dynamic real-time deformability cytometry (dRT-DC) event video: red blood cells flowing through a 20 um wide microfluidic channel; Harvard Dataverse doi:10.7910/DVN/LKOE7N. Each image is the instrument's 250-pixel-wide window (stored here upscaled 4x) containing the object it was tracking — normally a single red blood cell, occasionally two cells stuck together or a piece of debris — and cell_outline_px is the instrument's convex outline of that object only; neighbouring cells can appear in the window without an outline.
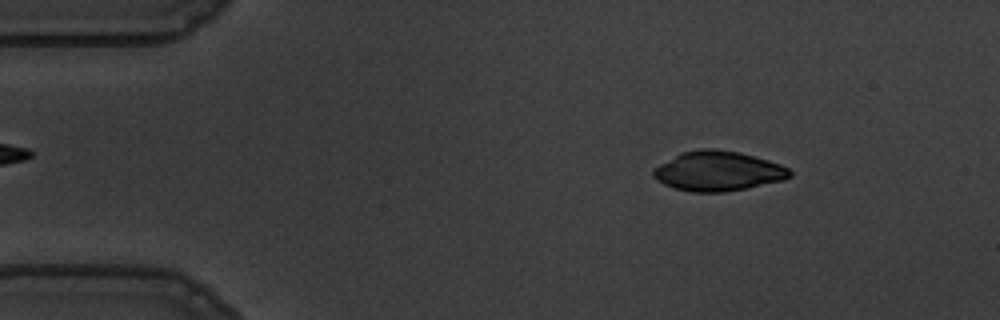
{"species": "common noctule bat (a hibernating species)", "species_latin": "Nyctalus noctula", "temperature_condition": "warm", "stored_images_in_passage": 56, "camera_frame_rate_fps": 3000, "um_per_image_px": 0.085, "animal": {"sex": "male", "body_mass_g": 19.5, "forearm_length_mm": 54.6}, "frame": {"image": 1, "passage_image": 8, "time_ms": 2.333, "image_size_px": [1000, 320], "cell_outline_px": [[792, 176], [784, 180], [724, 192], [692, 192], [676, 188], [664, 184], [652, 176], [652, 172], [660, 164], [680, 152], [700, 148], [716, 148], [740, 152], [768, 160], [780, 164], [788, 168], [792, 172]], "centroid_in_image_um": [61.04, 14.52], "position_along_channel_um": 24.0, "area_um2": 31.56}}
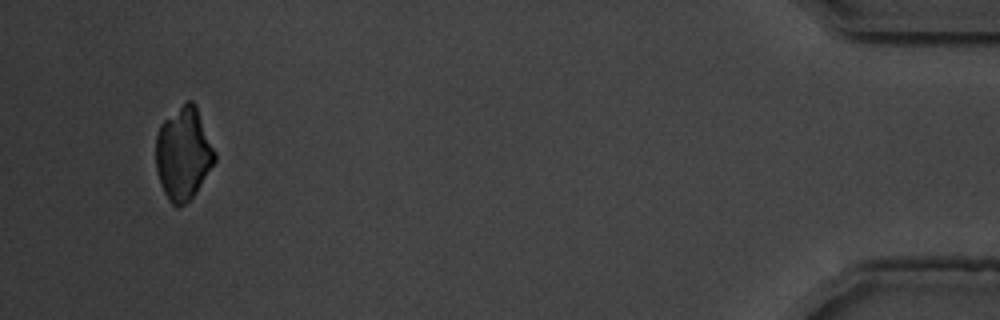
{"frame": {"image": 2, "passage_image": 53, "time_ms": 17.333, "image_size_px": [1000, 320], "cell_outline_px": [[216, 160], [192, 196], [180, 208], [176, 208], [168, 200], [160, 184], [156, 168], [156, 136], [160, 124], [164, 120], [188, 100], [192, 100], [196, 104], [216, 152]], "centroid_in_image_um": [15.58, 13.05], "position_along_channel_um": 419.6, "area_um2": 31.67}}